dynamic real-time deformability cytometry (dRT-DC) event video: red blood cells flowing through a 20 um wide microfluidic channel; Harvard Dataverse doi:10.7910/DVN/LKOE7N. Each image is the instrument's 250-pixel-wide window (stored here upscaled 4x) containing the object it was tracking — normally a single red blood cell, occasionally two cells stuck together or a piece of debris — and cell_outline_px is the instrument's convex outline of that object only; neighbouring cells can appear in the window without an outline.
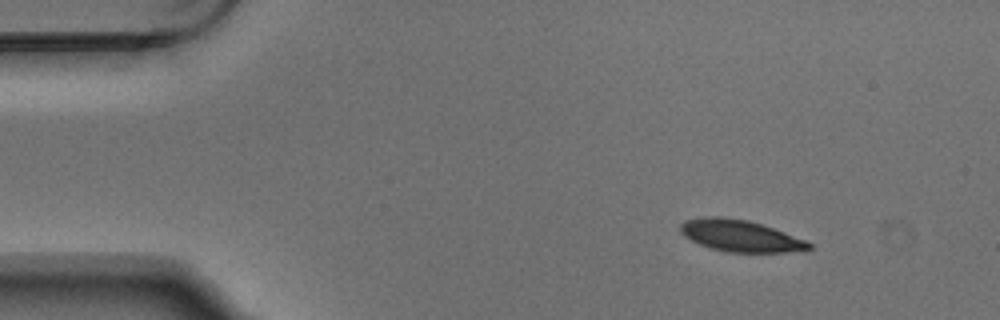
{"species": "Egyptian fruit bat (a non-hibernating species)", "species_latin": "Rousettus aegyptiacus", "temperature_condition": "warm", "stored_images_in_passage": 3, "camera_frame_rate_fps": 3000, "um_per_image_px": 0.085, "animal": {"sex": "male"}, "frame": {"image": 1, "passage_image": 1, "time_ms": 0.0, "image_size_px": [1000, 320], "cell_outline_px": [[812, 248], [804, 252], [728, 252], [712, 248], [700, 244], [684, 236], [680, 232], [680, 224], [684, 220], [704, 216], [720, 216], [748, 220], [784, 232], [804, 240], [812, 244]], "centroid_in_image_um": [62.92, 20.04], "position_along_channel_um": 22.1, "area_um2": 23.7}}
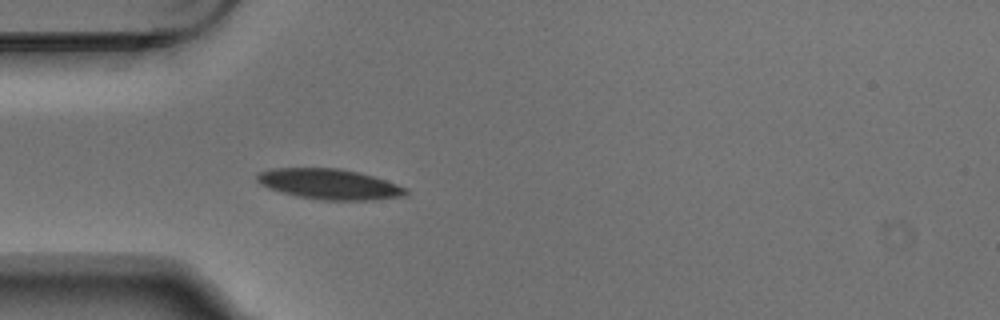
{"frame": {"image": 2, "passage_image": 3, "time_ms": 0.667, "image_size_px": [1000, 320], "cell_outline_px": [[408, 192], [404, 196], [372, 200], [320, 200], [280, 192], [268, 188], [260, 184], [256, 180], [256, 176], [260, 172], [272, 168], [340, 168], [372, 176], [408, 188]], "centroid_in_image_um": [27.98, 15.65], "position_along_channel_um": 57.0, "area_um2": 26.24}}